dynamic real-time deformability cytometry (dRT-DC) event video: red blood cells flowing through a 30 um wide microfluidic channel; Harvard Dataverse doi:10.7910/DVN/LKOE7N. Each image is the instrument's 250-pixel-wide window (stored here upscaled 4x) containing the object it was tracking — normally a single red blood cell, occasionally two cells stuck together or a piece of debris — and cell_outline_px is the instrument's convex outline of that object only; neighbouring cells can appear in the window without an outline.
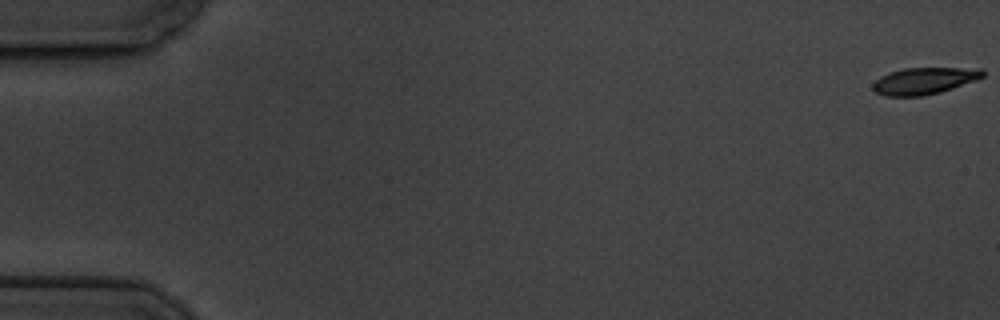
{"species": "common noctule bat (a hibernating species)", "species_latin": "Nyctalus noctula", "temperature_condition": "cold", "stored_images_in_passage": 6, "camera_frame_rate_fps": 3000, "um_per_image_px": 0.085, "animal": {"sex": "male", "body_mass_g": 19.5, "forearm_length_mm": 54.6}, "frame": {"image": 1, "passage_image": 1, "time_ms": 0.0, "image_size_px": [1000, 320], "cell_outline_px": [[984, 76], [976, 80], [940, 92], [924, 96], [884, 96], [876, 92], [872, 88], [872, 84], [880, 76], [888, 72], [904, 68], [980, 68], [984, 72]], "centroid_in_image_um": [78.53, 6.87], "position_along_channel_um": 6.5, "area_um2": 17.17}}
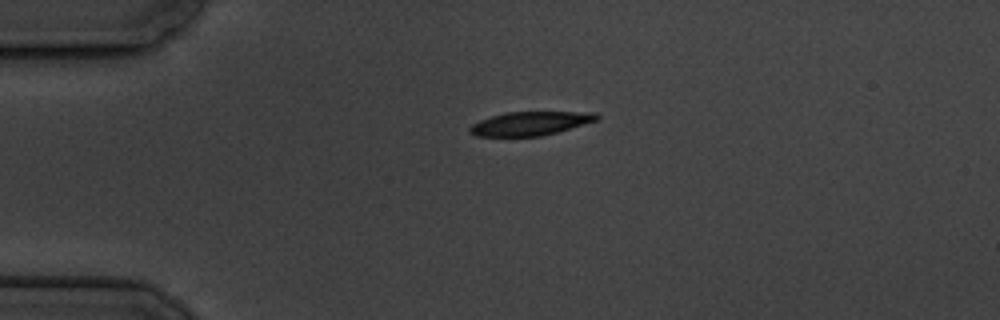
{"frame": {"image": 2, "passage_image": 5, "time_ms": 4.667, "image_size_px": [1000, 320], "cell_outline_px": [[600, 116], [596, 120], [556, 132], [540, 136], [476, 136], [468, 132], [468, 128], [472, 124], [480, 120], [504, 112], [596, 112]], "centroid_in_image_um": [45.02, 10.49], "position_along_channel_um": 40.0, "area_um2": 17.4}}